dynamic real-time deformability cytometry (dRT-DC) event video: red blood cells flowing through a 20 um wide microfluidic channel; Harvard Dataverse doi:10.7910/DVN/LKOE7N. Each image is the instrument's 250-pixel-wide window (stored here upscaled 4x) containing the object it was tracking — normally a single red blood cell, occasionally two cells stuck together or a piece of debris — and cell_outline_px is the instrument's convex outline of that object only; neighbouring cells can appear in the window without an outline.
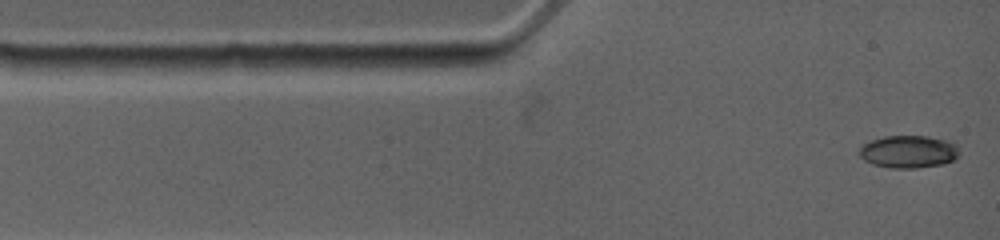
{"species": "common noctule bat (a hibernating species)", "species_latin": "Nyctalus noctula", "temperature_condition": "warm", "stored_images_in_passage": 39, "camera_frame_rate_fps": 4500, "um_per_image_px": 0.085, "animal": {"sex": "female", "body_mass_g": 19.0, "forearm_length_mm": 53.3}, "frame": {"image": 1, "passage_image": 1, "time_ms": 0.0, "image_size_px": [1000, 240], "cell_outline_px": [[960, 152], [952, 160], [944, 164], [916, 168], [892, 168], [872, 164], [864, 160], [860, 156], [860, 148], [864, 144], [872, 140], [884, 136], [928, 136], [952, 140], [960, 148]], "centroid_in_image_um": [77.28, 12.88], "position_along_channel_um": 7.7, "area_um2": 19.13}}
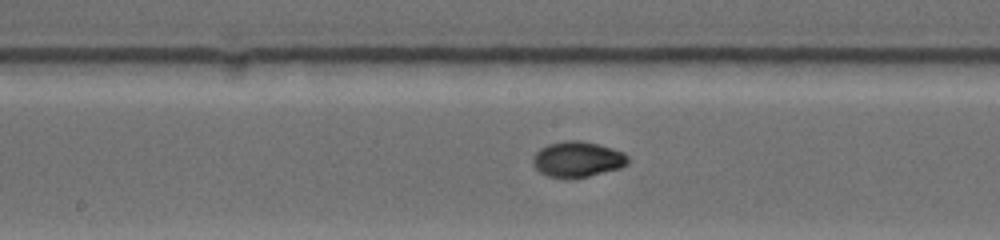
{"frame": {"image": 2, "passage_image": 16, "time_ms": 6.0, "image_size_px": [1000, 240], "cell_outline_px": [[628, 164], [620, 168], [588, 176], [568, 180], [564, 180], [548, 176], [540, 172], [532, 164], [532, 156], [540, 148], [548, 144], [564, 140], [584, 140], [612, 148], [624, 152], [628, 156]], "centroid_in_image_um": [49.06, 13.55], "position_along_channel_um": 199.1, "area_um2": 20.17}}
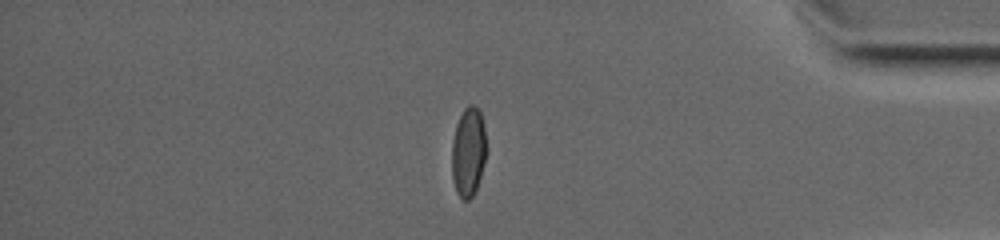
{"frame": {"image": 3, "passage_image": 31, "time_ms": 12.0, "image_size_px": [1000, 240], "cell_outline_px": [[488, 148], [480, 176], [476, 188], [472, 196], [468, 200], [464, 200], [456, 192], [452, 180], [452, 140], [456, 124], [464, 108], [468, 104], [472, 104], [480, 112], [484, 124]], "centroid_in_image_um": [39.82, 12.89], "position_along_channel_um": 395.4, "area_um2": 18.21}, "authors_computed_cell_mechanics": {"area_um2": 19.074, "velocity_mm_per_s": 3.8326, "shape_relaxation_time_tau1_ms": null, "shape_relaxation_time_tau2_ms": 1.3449, "deformation_change_tau1": null, "deformation_change_tau2": 0.0239}}